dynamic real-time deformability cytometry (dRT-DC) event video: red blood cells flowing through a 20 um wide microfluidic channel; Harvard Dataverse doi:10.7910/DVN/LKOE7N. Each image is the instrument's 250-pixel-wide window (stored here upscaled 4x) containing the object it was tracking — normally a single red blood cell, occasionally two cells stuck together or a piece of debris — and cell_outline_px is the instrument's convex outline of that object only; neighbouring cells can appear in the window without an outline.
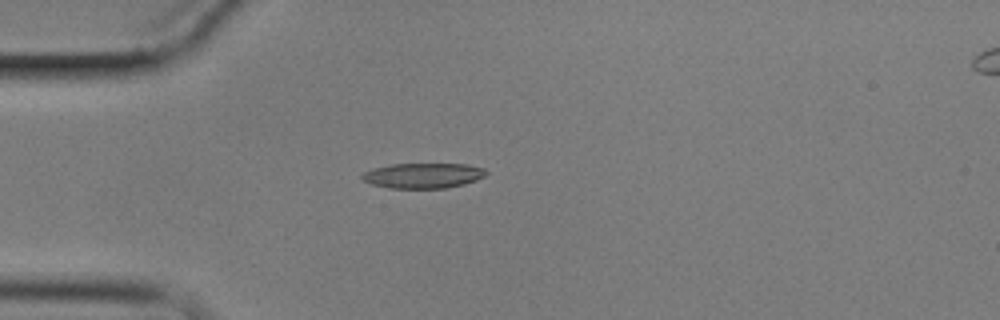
{"species": "common noctule bat (a hibernating species)", "species_latin": "Nyctalus noctula", "temperature_condition": "cold", "stored_images_in_passage": 2, "camera_frame_rate_fps": 3000, "um_per_image_px": 0.085, "animal": {"sex": "male", "body_mass_g": 17.9}, "frame": {"image": 1, "passage_image": 2, "time_ms": 2.0, "image_size_px": [1000, 320], "cell_outline_px": [[488, 172], [484, 176], [476, 180], [464, 184], [444, 188], [388, 188], [372, 184], [364, 180], [360, 176], [364, 172], [372, 168], [392, 164], [468, 164], [484, 168]], "centroid_in_image_um": [35.97, 14.92], "position_along_channel_um": 49.0, "area_um2": 18.21}}